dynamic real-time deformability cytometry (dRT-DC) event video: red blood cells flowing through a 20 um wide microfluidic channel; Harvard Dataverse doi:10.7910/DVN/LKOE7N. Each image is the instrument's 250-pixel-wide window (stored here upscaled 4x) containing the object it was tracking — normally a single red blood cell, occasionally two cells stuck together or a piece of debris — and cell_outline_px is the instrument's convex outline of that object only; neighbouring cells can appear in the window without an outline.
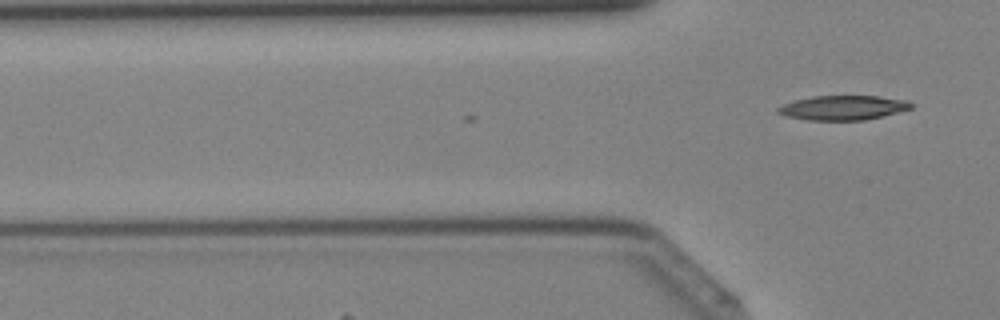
{"species": "Egyptian fruit bat (a non-hibernating species)", "species_latin": "Rousettus aegyptiacus", "temperature_condition": "cold", "stored_images_in_passage": 6, "camera_frame_rate_fps": 3000, "um_per_image_px": 0.085, "animal": {"sex": "female"}, "frame": {"image": 1, "passage_image": 6, "time_ms": 1.667, "image_size_px": [1000, 320], "cell_outline_px": [[912, 108], [864, 120], [808, 120], [784, 116], [776, 112], [776, 108], [784, 104], [796, 100], [812, 96], [876, 96], [908, 100], [912, 104]], "centroid_in_image_um": [71.61, 9.15], "position_along_channel_um": 54.2, "area_um2": 18.84}}